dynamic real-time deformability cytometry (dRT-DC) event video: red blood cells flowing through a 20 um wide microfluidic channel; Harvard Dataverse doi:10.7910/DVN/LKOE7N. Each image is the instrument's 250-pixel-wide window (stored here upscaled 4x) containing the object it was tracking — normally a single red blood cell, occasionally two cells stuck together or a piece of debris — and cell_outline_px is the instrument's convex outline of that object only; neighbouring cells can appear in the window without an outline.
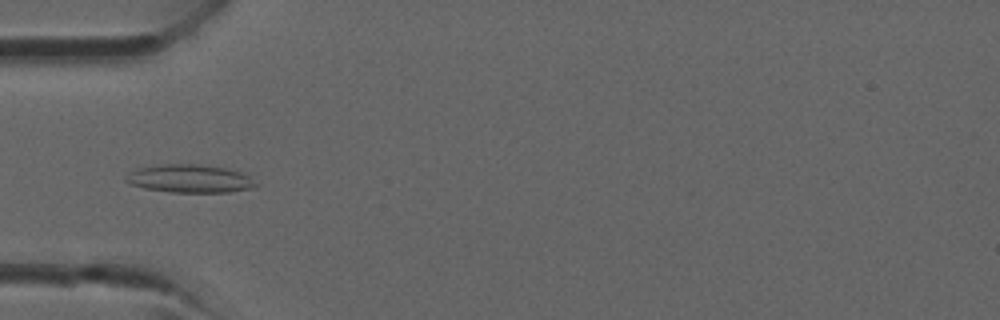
{"species": "common noctule bat (a hibernating species)", "species_latin": "Nyctalus noctula", "temperature_condition": "room temperature", "stored_images_in_passage": 40, "camera_frame_rate_fps": 3000, "um_per_image_px": 0.085, "animal": {"sex": "male", "forearm_length_mm": 52.5}, "frame": {"image": 1, "passage_image": 13, "time_ms": 4.0, "image_size_px": [1000, 320], "cell_outline_px": [[260, 184], [252, 188], [228, 192], [172, 192], [144, 188], [132, 184], [124, 180], [124, 176], [136, 168], [160, 164], [200, 164], [224, 168], [240, 172], [248, 176]], "centroid_in_image_um": [16.11, 15.18], "position_along_channel_um": 68.9, "area_um2": 21.27}}
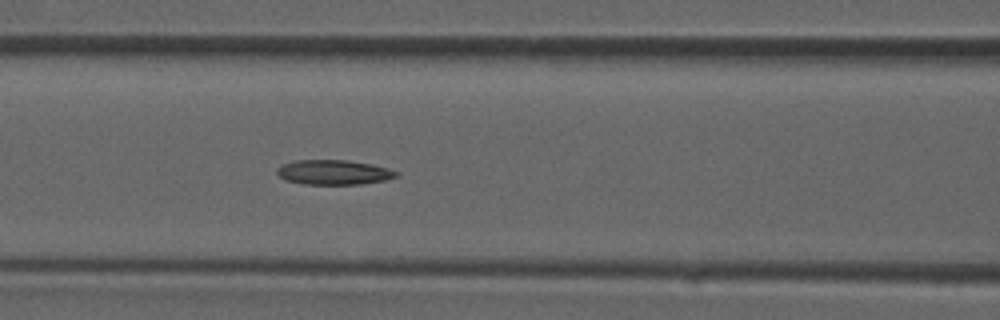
{"frame": {"image": 2, "passage_image": 17, "time_ms": 5.333, "image_size_px": [1000, 320], "cell_outline_px": [[400, 172], [396, 176], [384, 180], [360, 184], [304, 184], [288, 180], [280, 176], [276, 172], [276, 168], [284, 164], [296, 160], [348, 160], [372, 164], [388, 168]], "centroid_in_image_um": [28.38, 14.63], "position_along_channel_um": 138.2, "area_um2": 17.05}}
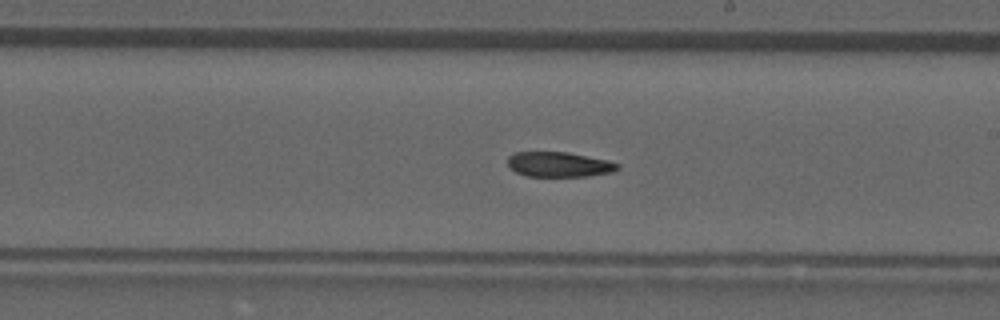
{"frame": {"image": 3, "passage_image": 23, "time_ms": 7.333, "image_size_px": [1000, 320], "cell_outline_px": [[620, 168], [612, 172], [588, 176], [528, 176], [516, 172], [508, 164], [508, 156], [516, 152], [568, 152], [608, 160], [620, 164]], "centroid_in_image_um": [47.55, 13.97], "position_along_channel_um": 241.4, "area_um2": 15.95}}